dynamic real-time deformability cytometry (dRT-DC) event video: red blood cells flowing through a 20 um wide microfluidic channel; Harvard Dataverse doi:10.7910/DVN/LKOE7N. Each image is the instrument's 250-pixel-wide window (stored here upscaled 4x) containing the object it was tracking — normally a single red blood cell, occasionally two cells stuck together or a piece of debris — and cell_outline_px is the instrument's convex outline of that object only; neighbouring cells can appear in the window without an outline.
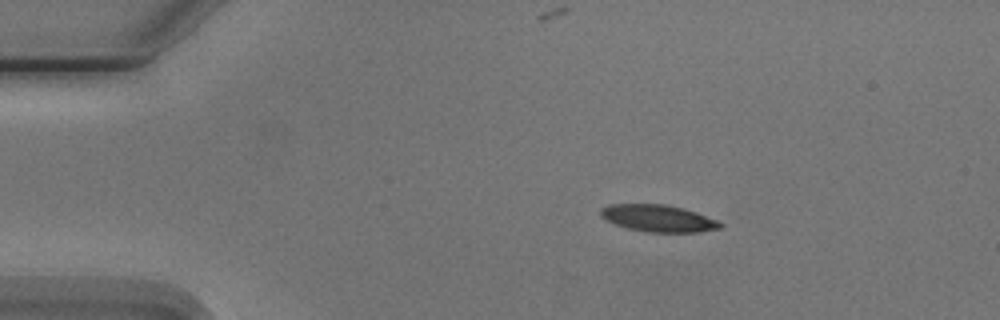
{"species": "Egyptian fruit bat (a non-hibernating species)", "species_latin": "Rousettus aegyptiacus", "temperature_condition": "cold", "stored_images_in_passage": 4, "camera_frame_rate_fps": 3000, "um_per_image_px": 0.085, "animal": {"sex": "male"}, "frame": {"image": 1, "passage_image": 1, "time_ms": 0.0, "image_size_px": [1000, 320], "cell_outline_px": [[724, 224], [720, 228], [700, 232], [648, 232], [628, 228], [604, 220], [600, 216], [600, 208], [608, 204], [664, 204], [680, 208], [716, 220]], "centroid_in_image_um": [55.88, 18.56], "position_along_channel_um": 29.1, "area_um2": 18.55}}
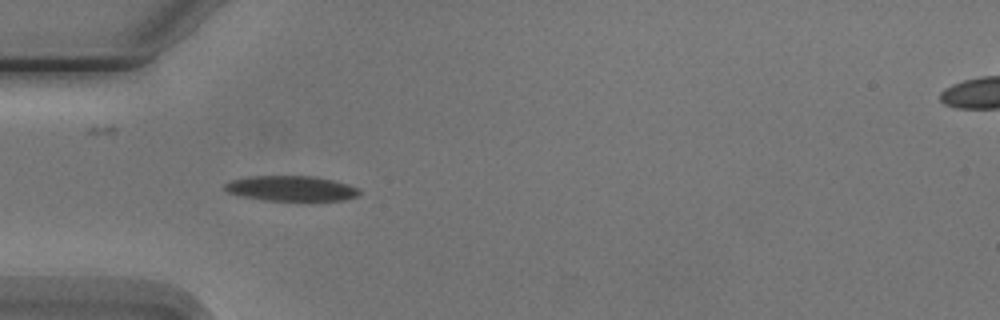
{"frame": {"image": 2, "passage_image": 3, "time_ms": 2.333, "image_size_px": [1000, 320], "cell_outline_px": [[360, 196], [344, 200], [264, 200], [244, 196], [228, 192], [224, 188], [224, 184], [232, 180], [248, 176], [312, 176], [332, 180], [348, 184], [360, 188]], "centroid_in_image_um": [24.79, 16.01], "position_along_channel_um": 60.2, "area_um2": 19.65}}
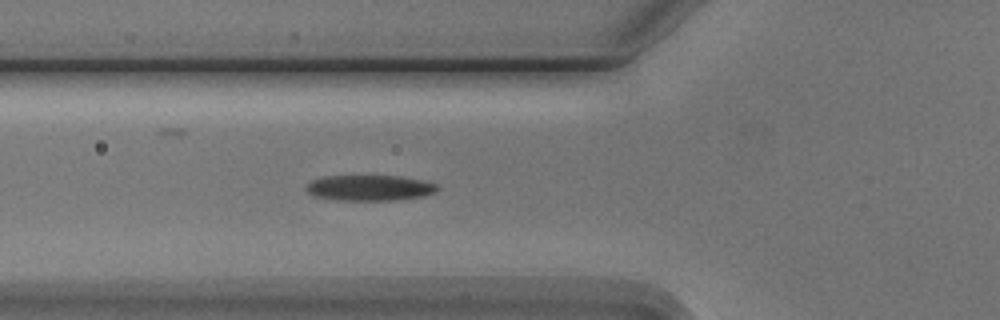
{"frame": {"image": 3, "passage_image": 4, "time_ms": 3.333, "image_size_px": [1000, 320], "cell_outline_px": [[440, 188], [436, 192], [424, 196], [396, 200], [340, 200], [312, 196], [304, 188], [312, 180], [324, 176], [400, 176], [424, 180], [436, 184]], "centroid_in_image_um": [31.44, 15.97], "position_along_channel_um": 94.4, "area_um2": 19.71}}